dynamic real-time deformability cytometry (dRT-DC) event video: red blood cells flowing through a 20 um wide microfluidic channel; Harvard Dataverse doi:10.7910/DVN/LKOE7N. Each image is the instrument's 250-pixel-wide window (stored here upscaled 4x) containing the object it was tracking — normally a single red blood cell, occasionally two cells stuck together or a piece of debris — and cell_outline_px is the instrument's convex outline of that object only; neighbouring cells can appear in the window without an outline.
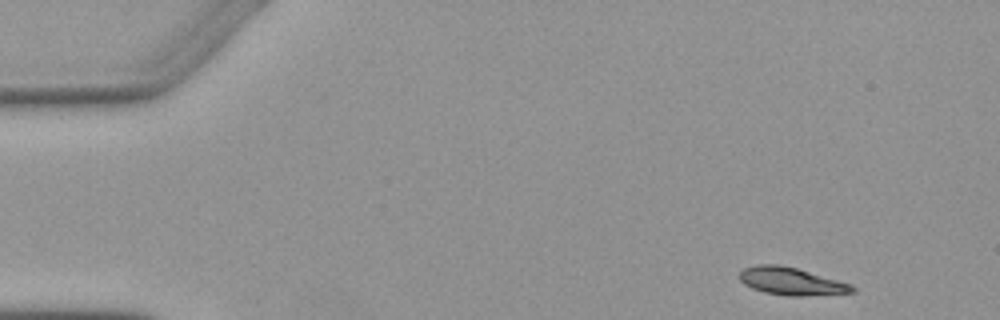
{"species": "Egyptian fruit bat (a non-hibernating species)", "species_latin": "Rousettus aegyptiacus", "temperature_condition": "warm", "stored_images_in_passage": 3, "camera_frame_rate_fps": 3000, "um_per_image_px": 0.085, "animal": {"sex": "female"}, "frame": {"image": 1, "passage_image": 1, "time_ms": 0.0, "image_size_px": [1000, 320], "cell_outline_px": [[856, 292], [804, 296], [788, 296], [764, 292], [752, 288], [744, 284], [740, 280], [740, 272], [744, 268], [756, 264], [780, 264], [796, 268], [852, 284], [856, 288]], "centroid_in_image_um": [67.27, 23.91], "position_along_channel_um": 17.7, "area_um2": 18.15}}
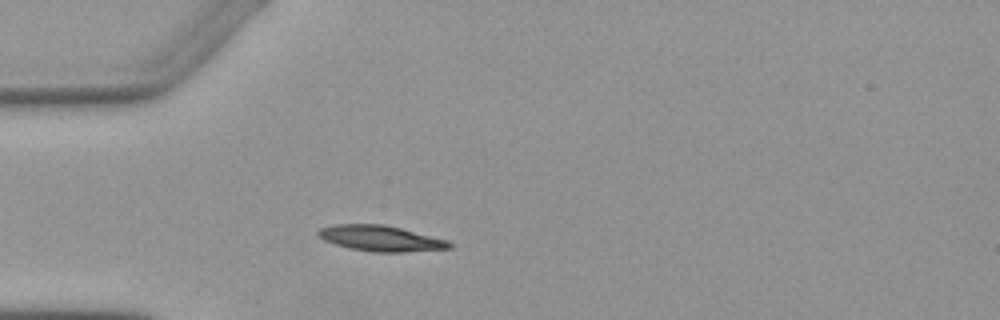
{"frame": {"image": 2, "passage_image": 3, "time_ms": 3.333, "image_size_px": [1000, 320], "cell_outline_px": [[452, 248], [400, 252], [372, 252], [348, 248], [324, 240], [316, 232], [320, 228], [336, 224], [384, 224], [448, 240], [452, 244]], "centroid_in_image_um": [32.35, 20.26], "position_along_channel_um": 52.7, "area_um2": 19.48}}